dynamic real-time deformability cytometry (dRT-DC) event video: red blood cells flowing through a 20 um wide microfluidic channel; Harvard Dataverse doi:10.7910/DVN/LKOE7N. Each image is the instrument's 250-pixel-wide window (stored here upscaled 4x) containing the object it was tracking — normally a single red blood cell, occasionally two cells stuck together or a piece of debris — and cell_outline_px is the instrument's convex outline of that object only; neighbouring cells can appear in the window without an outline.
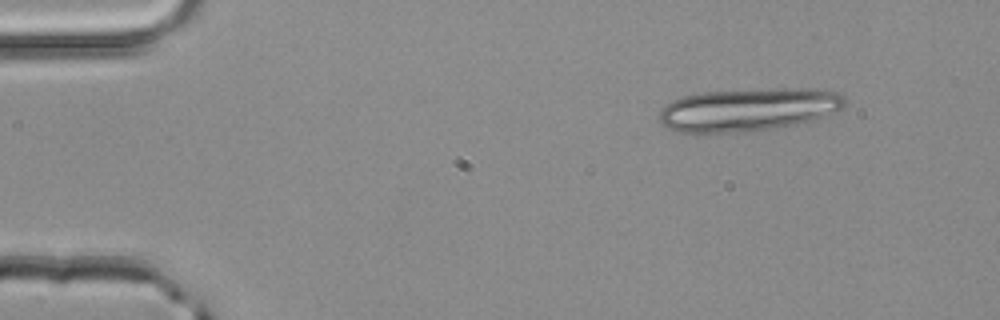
{"species": "common noctule bat (a hibernating species)", "species_latin": "Nyctalus noctula", "temperature_condition": "room temperature", "stored_images_in_passage": 3, "camera_frame_rate_fps": 3000, "um_per_image_px": 0.085, "animal": {"sex": "male", "body_mass_g": 20.4}, "frame": {"image": 1, "passage_image": 1, "time_ms": 0.0, "image_size_px": [1000, 320], "cell_outline_px": [[844, 108], [824, 116], [776, 128], [748, 132], [680, 132], [668, 128], [660, 124], [660, 112], [664, 104], [672, 100], [684, 96], [700, 92], [784, 88], [808, 88], [836, 92], [844, 96]], "centroid_in_image_um": [63.57, 9.31], "position_along_channel_um": 21.4, "area_um2": 46.3}}